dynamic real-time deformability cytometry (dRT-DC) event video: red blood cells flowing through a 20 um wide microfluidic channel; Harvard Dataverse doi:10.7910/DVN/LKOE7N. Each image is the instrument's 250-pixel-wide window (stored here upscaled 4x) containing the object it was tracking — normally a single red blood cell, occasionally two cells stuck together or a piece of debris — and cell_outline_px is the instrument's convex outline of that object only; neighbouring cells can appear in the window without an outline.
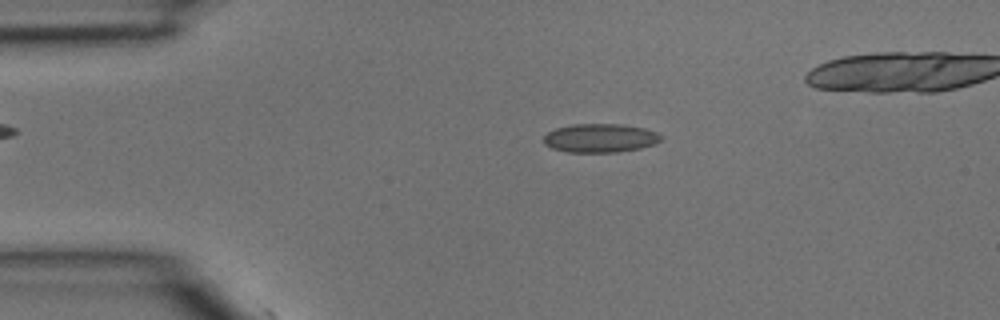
{"species": "common noctule bat (a hibernating species)", "species_latin": "Nyctalus noctula", "temperature_condition": "room temperature", "stored_images_in_passage": 5, "camera_frame_rate_fps": 3000, "um_per_image_px": 0.085, "animal": {"sex": "male", "body_mass_g": 15.6}, "frame": {"image": 1, "passage_image": 3, "time_ms": 0.667, "image_size_px": [1000, 320], "cell_outline_px": [[664, 136], [656, 144], [640, 148], [616, 152], [568, 152], [552, 148], [544, 144], [544, 136], [548, 132], [556, 128], [572, 124], [620, 124], [644, 128], [656, 132]], "centroid_in_image_um": [51.03, 11.73], "position_along_channel_um": 34.0, "area_um2": 19.65}}